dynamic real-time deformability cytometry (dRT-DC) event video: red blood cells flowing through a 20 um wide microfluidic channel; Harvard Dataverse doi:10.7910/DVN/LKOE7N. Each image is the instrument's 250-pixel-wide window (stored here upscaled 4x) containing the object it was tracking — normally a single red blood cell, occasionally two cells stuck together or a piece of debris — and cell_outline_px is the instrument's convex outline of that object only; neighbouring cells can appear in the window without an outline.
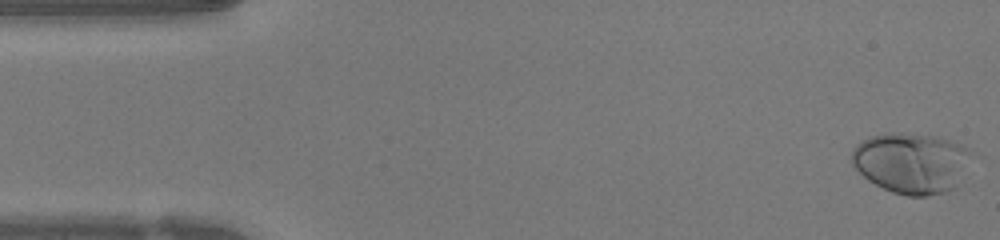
{"species": "human", "species_latin": "Homo sapiens", "temperature_condition": "warm", "stored_images_in_passage": 47, "camera_frame_rate_fps": 3000, "um_per_image_px": 0.085, "donor": {"sex": "female"}, "frame": {"image": 1, "passage_image": 1, "time_ms": 0.0, "image_size_px": [1000, 240], "cell_outline_px": [[980, 156], [956, 188], [944, 192], [928, 196], [908, 196], [892, 192], [868, 180], [852, 164], [852, 148], [860, 140], [872, 136], [888, 132], [892, 132], [936, 136], [960, 144], [976, 152]], "centroid_in_image_um": [77.6, 13.84], "position_along_channel_um": 7.4, "area_um2": 43.58}}
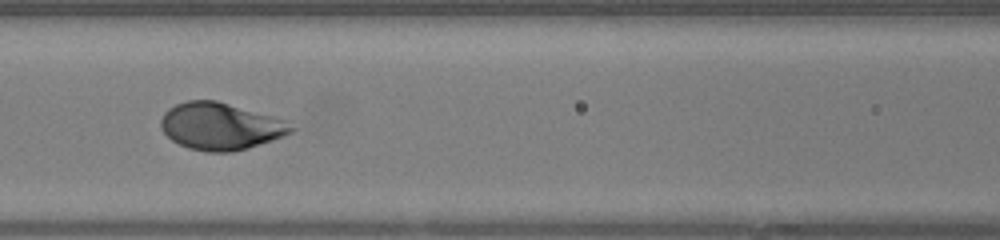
{"frame": {"image": 2, "passage_image": 20, "time_ms": 6.333, "image_size_px": [1000, 240], "cell_outline_px": [[296, 128], [292, 132], [284, 136], [248, 148], [232, 152], [208, 152], [188, 148], [172, 140], [160, 128], [160, 120], [164, 112], [168, 108], [176, 104], [188, 100], [216, 100], [272, 116], [284, 120]], "centroid_in_image_um": [18.72, 10.73], "position_along_channel_um": 147.9, "area_um2": 35.66}}
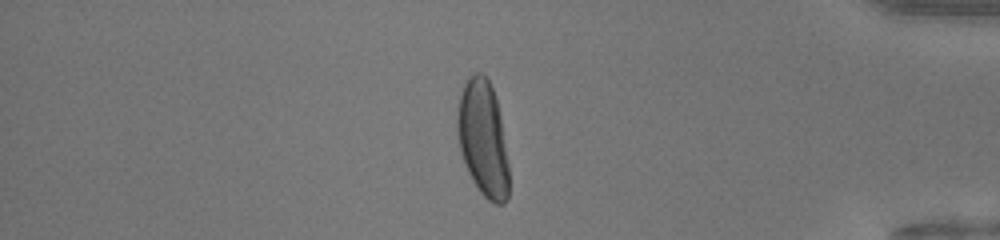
{"frame": {"image": 3, "passage_image": 40, "time_ms": 13.0, "image_size_px": [1000, 240], "cell_outline_px": [[508, 196], [504, 204], [496, 204], [488, 200], [480, 192], [472, 180], [464, 164], [460, 152], [456, 128], [456, 116], [460, 96], [464, 84], [468, 76], [476, 72], [480, 72], [488, 80], [496, 96], [500, 116], [508, 164]], "centroid_in_image_um": [41.03, 11.78], "position_along_channel_um": 394.2, "area_um2": 34.91}}